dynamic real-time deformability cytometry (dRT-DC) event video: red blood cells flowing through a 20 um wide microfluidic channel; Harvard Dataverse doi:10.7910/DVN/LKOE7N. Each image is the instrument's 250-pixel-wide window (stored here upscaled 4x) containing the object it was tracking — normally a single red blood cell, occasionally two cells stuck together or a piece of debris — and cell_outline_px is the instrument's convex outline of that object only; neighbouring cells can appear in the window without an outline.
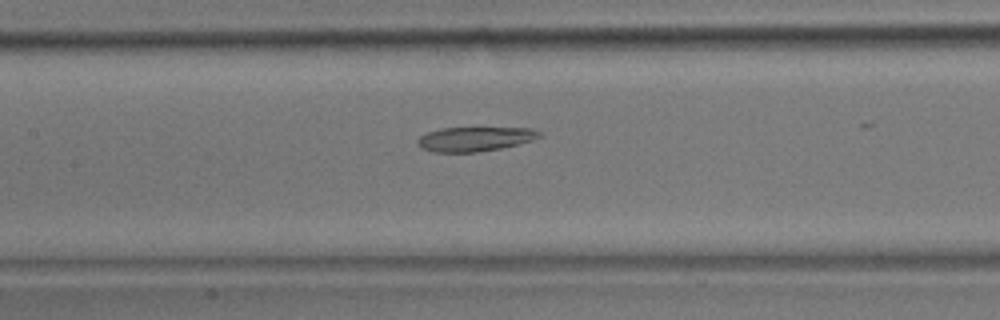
{"species": "common noctule bat (a hibernating species)", "species_latin": "Nyctalus noctula", "temperature_condition": "room temperature", "stored_images_in_passage": 36, "camera_frame_rate_fps": 3000, "um_per_image_px": 0.085, "animal": {"sex": "male", "body_mass_g": 17.9}, "frame": {"image": 1, "passage_image": 21, "time_ms": 6.667, "image_size_px": [1000, 320], "cell_outline_px": [[544, 136], [532, 140], [500, 148], [476, 152], [432, 152], [420, 148], [416, 144], [416, 140], [420, 136], [428, 132], [440, 128], [532, 128], [544, 132]], "centroid_in_image_um": [40.36, 11.81], "position_along_channel_um": 167.0, "area_um2": 17.46}}
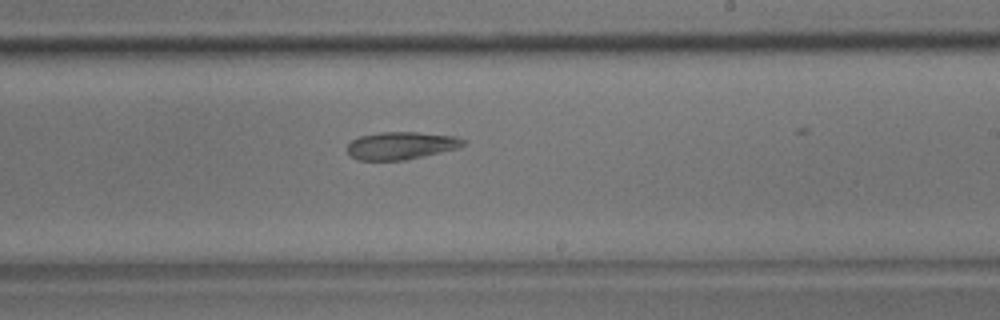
{"frame": {"image": 2, "passage_image": 27, "time_ms": 8.667, "image_size_px": [1000, 320], "cell_outline_px": [[464, 144], [460, 148], [404, 160], [356, 160], [348, 152], [348, 144], [352, 140], [360, 136], [380, 132], [416, 132], [456, 136], [464, 140]], "centroid_in_image_um": [34.09, 12.37], "position_along_channel_um": 254.9, "area_um2": 18.55}}
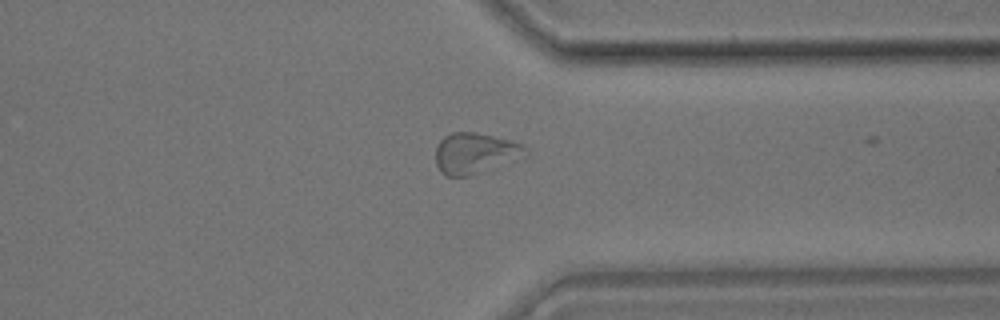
{"frame": {"image": 3, "passage_image": 35, "time_ms": 11.333, "image_size_px": [1000, 320], "cell_outline_px": [[528, 148], [520, 160], [484, 172], [468, 176], [444, 176], [440, 172], [436, 164], [436, 148], [440, 140], [444, 136], [452, 132], [476, 132], [508, 140], [520, 144]], "centroid_in_image_um": [40.37, 13.05], "position_along_channel_um": 371.0, "area_um2": 21.62}}